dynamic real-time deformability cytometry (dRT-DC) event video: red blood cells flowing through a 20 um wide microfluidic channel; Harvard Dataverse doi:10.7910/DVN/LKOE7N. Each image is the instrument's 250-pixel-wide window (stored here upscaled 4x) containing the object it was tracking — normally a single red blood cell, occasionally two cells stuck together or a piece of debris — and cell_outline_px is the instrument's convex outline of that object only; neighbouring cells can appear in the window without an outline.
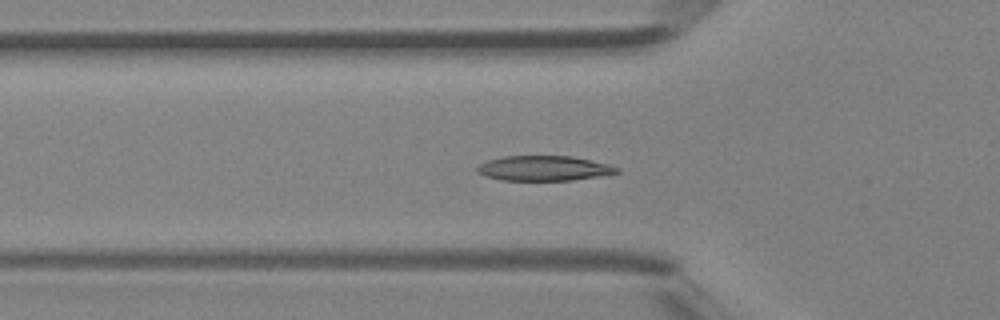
{"species": "Egyptian fruit bat (a non-hibernating species)", "species_latin": "Rousettus aegyptiacus", "temperature_condition": "room temperature", "stored_images_in_passage": 35, "camera_frame_rate_fps": 3000, "um_per_image_px": 0.085, "animal": {"sex": "female"}, "frame": {"image": 1, "passage_image": 3, "time_ms": 0.667, "image_size_px": [1000, 320], "cell_outline_px": [[620, 172], [608, 176], [572, 180], [504, 180], [484, 176], [476, 172], [476, 168], [480, 164], [488, 160], [504, 156], [572, 156], [608, 164], [620, 168]], "centroid_in_image_um": [46.28, 14.31], "position_along_channel_um": 79.5, "area_um2": 20.52}}
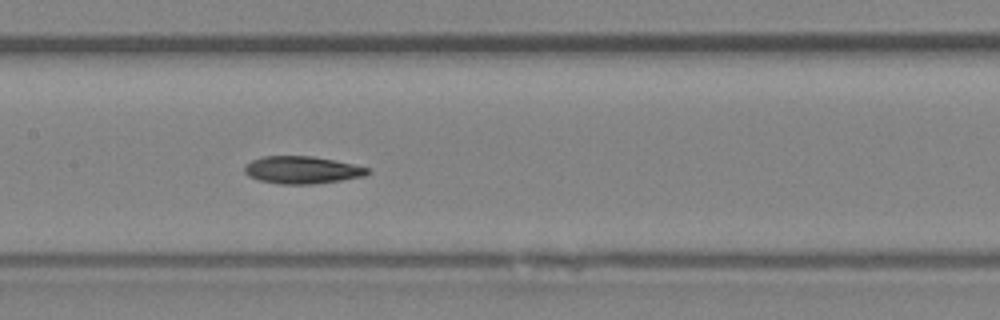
{"frame": {"image": 2, "passage_image": 10, "time_ms": 3.0, "image_size_px": [1000, 320], "cell_outline_px": [[372, 172], [364, 176], [340, 180], [312, 184], [280, 184], [260, 180], [248, 176], [244, 172], [244, 168], [252, 160], [264, 156], [312, 156], [352, 164], [368, 168]], "centroid_in_image_um": [25.67, 14.45], "position_along_channel_um": 181.7, "area_um2": 19.42}}
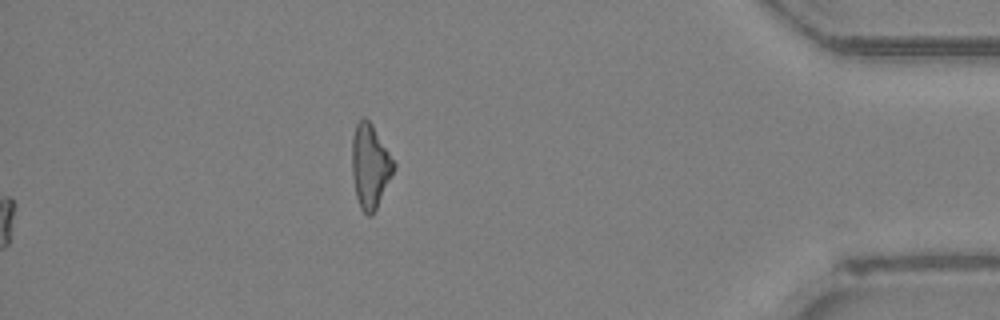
{"frame": {"image": 3, "passage_image": 35, "time_ms": 11.333, "image_size_px": [1000, 320], "cell_outline_px": [[396, 168], [372, 216], [368, 216], [360, 208], [356, 196], [352, 176], [352, 136], [356, 124], [364, 116], [372, 124], [396, 164]], "centroid_in_image_um": [31.45, 14.12], "position_along_channel_um": 403.7, "area_um2": 20.4}, "authors_computed_cell_mechanics": {"area_um2": 19.4208, "velocity_mm_per_s": 4.3898, "shape_relaxation_time_tau1_ms": 5.3196, "shape_relaxation_time_tau2_ms": 5.1666, "deformation_change_tau1": 0.1458, "deformation_change_tau2": 0.1184}}